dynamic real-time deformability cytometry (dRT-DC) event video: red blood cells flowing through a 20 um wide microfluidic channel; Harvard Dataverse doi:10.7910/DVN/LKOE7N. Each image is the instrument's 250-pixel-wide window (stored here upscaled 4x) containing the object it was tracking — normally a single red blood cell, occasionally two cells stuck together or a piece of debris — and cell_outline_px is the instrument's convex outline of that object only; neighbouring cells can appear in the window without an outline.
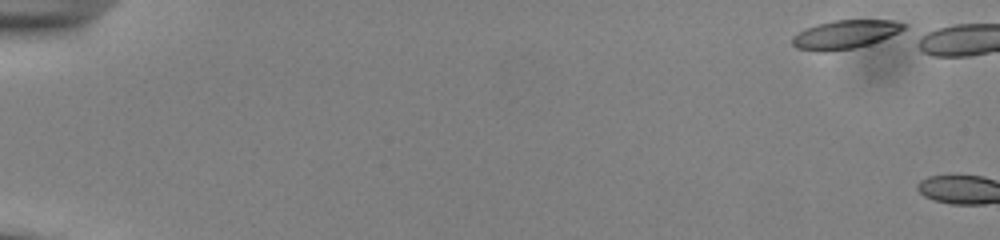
{"species": "common noctule bat (a hibernating species)", "species_latin": "Nyctalus noctula", "temperature_condition": "cold", "stored_images_in_passage": 4, "camera_frame_rate_fps": 3000, "um_per_image_px": 0.085, "animal": {"sex": "male", "body_mass_g": 13.0, "forearm_length_mm": 53.1}, "frame": {"image": 1, "passage_image": 1, "time_ms": 0.0, "image_size_px": [1000, 240], "cell_outline_px": [[908, 24], [904, 28], [880, 40], [856, 48], [824, 52], [820, 52], [796, 48], [792, 44], [792, 36], [816, 24], [836, 20], [892, 20]], "centroid_in_image_um": [71.8, 2.93], "position_along_channel_um": 13.2, "area_um2": 18.32}}